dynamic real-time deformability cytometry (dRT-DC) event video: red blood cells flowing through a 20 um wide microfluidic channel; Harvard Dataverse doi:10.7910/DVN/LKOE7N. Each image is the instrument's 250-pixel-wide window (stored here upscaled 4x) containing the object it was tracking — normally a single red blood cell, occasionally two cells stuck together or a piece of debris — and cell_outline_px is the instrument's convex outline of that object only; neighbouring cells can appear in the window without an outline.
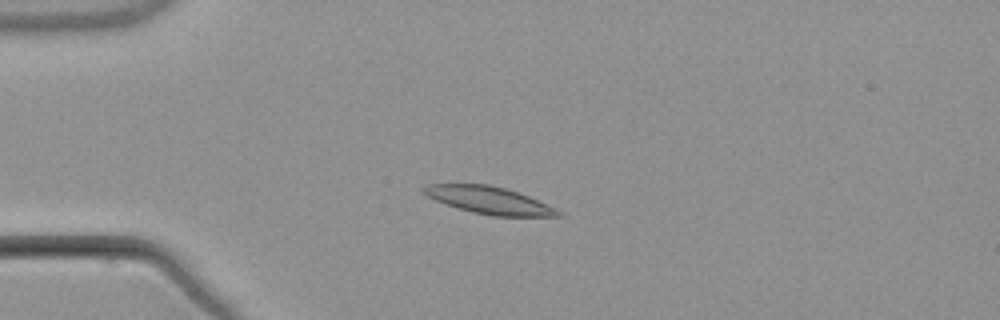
{"species": "common noctule bat (a hibernating species)", "species_latin": "Nyctalus noctula", "temperature_condition": "warm", "stored_images_in_passage": 6, "camera_frame_rate_fps": 3000, "um_per_image_px": 0.085, "animal": {"sex": "male", "body_mass_g": 21.5, "forearm_length_mm": 52.0}, "frame": {"image": 1, "passage_image": 4, "time_ms": 3.333, "image_size_px": [1000, 320], "cell_outline_px": [[564, 216], [492, 216], [472, 212], [456, 208], [444, 204], [420, 192], [420, 188], [424, 184], [488, 184], [504, 188], [528, 196], [556, 208], [564, 212]], "centroid_in_image_um": [41.54, 17.02], "position_along_channel_um": 43.5, "area_um2": 21.5}}
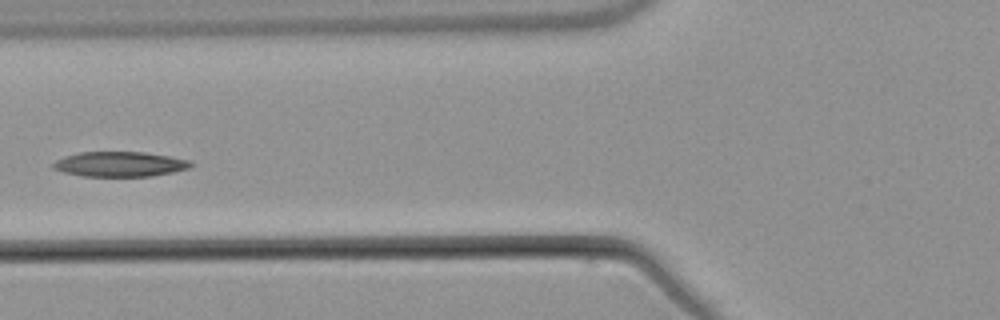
{"frame": {"image": 2, "passage_image": 6, "time_ms": 6.0, "image_size_px": [1000, 320], "cell_outline_px": [[196, 164], [188, 168], [172, 172], [152, 176], [84, 176], [64, 172], [52, 168], [52, 164], [56, 160], [64, 156], [80, 152], [144, 152], [192, 160]], "centroid_in_image_um": [10.21, 13.95], "position_along_channel_um": 115.6, "area_um2": 20.06}}